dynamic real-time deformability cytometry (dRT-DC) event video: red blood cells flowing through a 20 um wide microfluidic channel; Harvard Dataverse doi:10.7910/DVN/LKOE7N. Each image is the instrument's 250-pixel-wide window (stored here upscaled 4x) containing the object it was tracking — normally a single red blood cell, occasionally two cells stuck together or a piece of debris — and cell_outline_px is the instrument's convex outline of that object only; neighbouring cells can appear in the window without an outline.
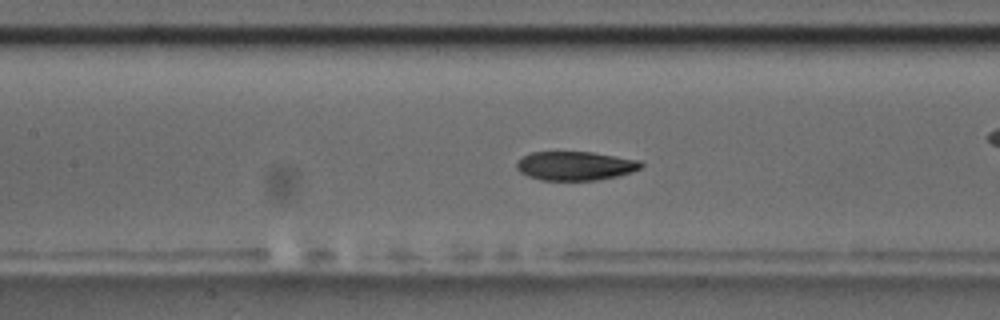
{"species": "common noctule bat (a hibernating species)", "species_latin": "Nyctalus noctula", "temperature_condition": "room temperature", "stored_images_in_passage": 55, "camera_frame_rate_fps": 3000, "um_per_image_px": 0.085, "animal": {"sex": "male", "body_mass_g": 17.5, "forearm_length_mm": 52.3}, "frame": {"image": 1, "passage_image": 24, "time_ms": 7.667, "image_size_px": [1000, 320], "cell_outline_px": [[644, 164], [640, 168], [632, 172], [616, 176], [596, 180], [540, 180], [528, 176], [520, 172], [516, 168], [516, 164], [524, 156], [532, 152], [592, 152], [640, 160]], "centroid_in_image_um": [48.91, 14.1], "position_along_channel_um": 158.5, "area_um2": 20.87}}
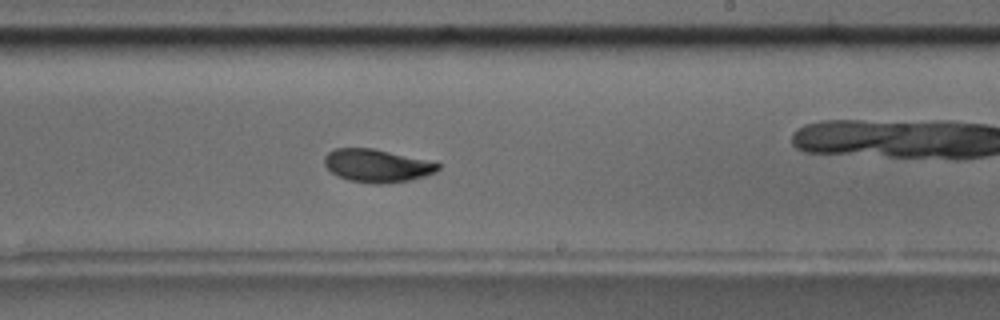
{"frame": {"image": 2, "passage_image": 32, "time_ms": 10.333, "image_size_px": [1000, 320], "cell_outline_px": [[440, 168], [436, 172], [412, 180], [384, 184], [372, 184], [348, 180], [336, 176], [324, 164], [324, 156], [328, 152], [336, 148], [372, 148], [436, 160], [440, 164]], "centroid_in_image_um": [32.11, 14.08], "position_along_channel_um": 256.9, "area_um2": 22.43}, "authors_computed_cell_mechanics": {"area_um2": 22.0218, "velocity_mm_per_s": 3.7099, "shape_relaxation_time_tau1_ms": 4.0773, "shape_relaxation_time_tau2_ms": 1.6865, "deformation_change_tau1": 0.1442, "deformation_change_tau2": 0.0629}}